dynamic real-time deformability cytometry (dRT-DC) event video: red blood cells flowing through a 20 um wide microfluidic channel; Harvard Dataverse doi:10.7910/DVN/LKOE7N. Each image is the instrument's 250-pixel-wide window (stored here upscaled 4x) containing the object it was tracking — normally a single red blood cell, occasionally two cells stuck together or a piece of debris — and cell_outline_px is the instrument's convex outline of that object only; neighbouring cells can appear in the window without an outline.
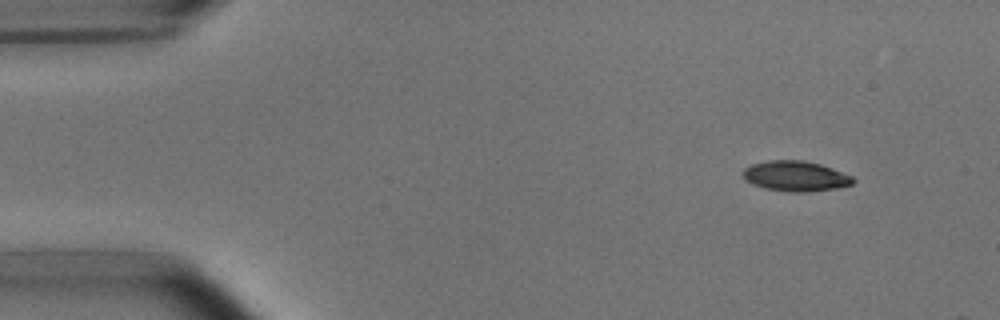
{"species": "common noctule bat (a hibernating species)", "species_latin": "Nyctalus noctula", "temperature_condition": "room temperature", "stored_images_in_passage": 5, "camera_frame_rate_fps": 3000, "um_per_image_px": 0.085, "animal": {"sex": "male", "body_mass_g": 15.6}, "frame": {"image": 1, "passage_image": 1, "time_ms": 0.0, "image_size_px": [1000, 320], "cell_outline_px": [[856, 180], [852, 184], [836, 188], [808, 192], [788, 192], [764, 188], [752, 184], [744, 180], [740, 172], [744, 168], [752, 164], [768, 160], [804, 160], [820, 164], [832, 168], [852, 176]], "centroid_in_image_um": [67.58, 14.97], "position_along_channel_um": 17.4, "area_um2": 19.65}}